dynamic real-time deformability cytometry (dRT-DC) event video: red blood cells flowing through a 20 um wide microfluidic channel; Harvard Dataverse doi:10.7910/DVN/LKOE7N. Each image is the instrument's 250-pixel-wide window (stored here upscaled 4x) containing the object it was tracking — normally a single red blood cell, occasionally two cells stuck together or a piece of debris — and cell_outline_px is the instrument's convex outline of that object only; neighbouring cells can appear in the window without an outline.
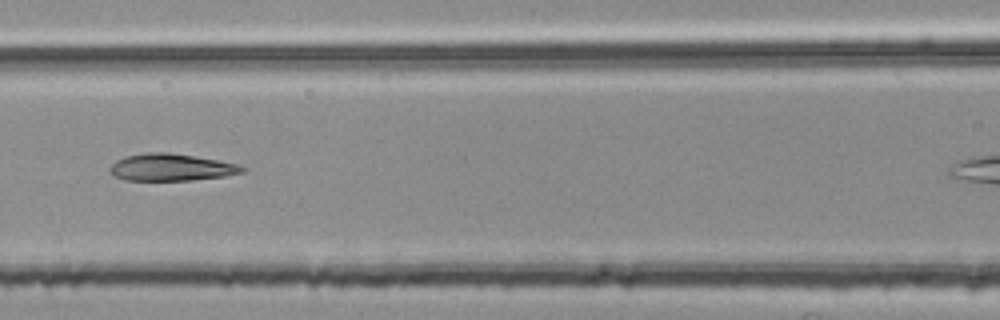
{"species": "common noctule bat (a hibernating species)", "species_latin": "Nyctalus noctula", "temperature_condition": "room temperature", "stored_images_in_passage": 7, "camera_frame_rate_fps": 3000, "um_per_image_px": 0.085, "animal": {"sex": "female", "body_mass_g": 25.1}, "frame": {"image": 1, "passage_image": 3, "time_ms": 0.667, "image_size_px": [1000, 320], "cell_outline_px": [[248, 168], [244, 172], [224, 176], [192, 180], [124, 180], [116, 176], [108, 168], [116, 160], [124, 156], [148, 152], [168, 152], [216, 160], [236, 164]], "centroid_in_image_um": [14.54, 14.22], "position_along_channel_um": 152.1, "area_um2": 20.69}}
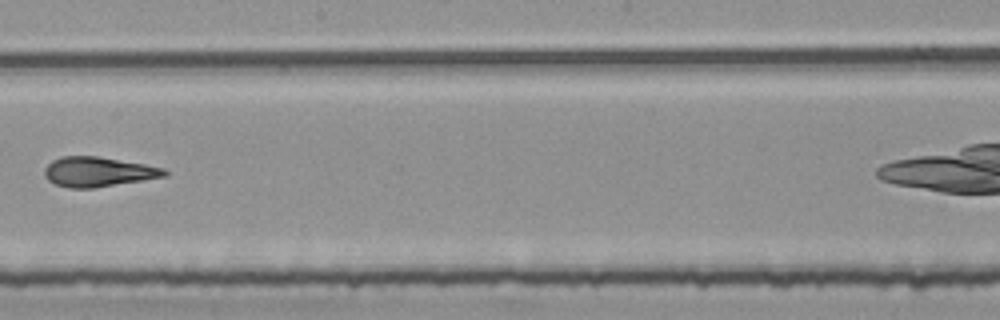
{"frame": {"image": 2, "passage_image": 5, "time_ms": 1.333, "image_size_px": [1000, 320], "cell_outline_px": [[168, 176], [144, 180], [92, 188], [68, 188], [56, 184], [48, 180], [44, 176], [44, 168], [52, 160], [64, 156], [96, 156], [144, 164], [164, 168], [168, 172]], "centroid_in_image_um": [8.34, 14.61], "position_along_channel_um": 239.9, "area_um2": 20.75}}
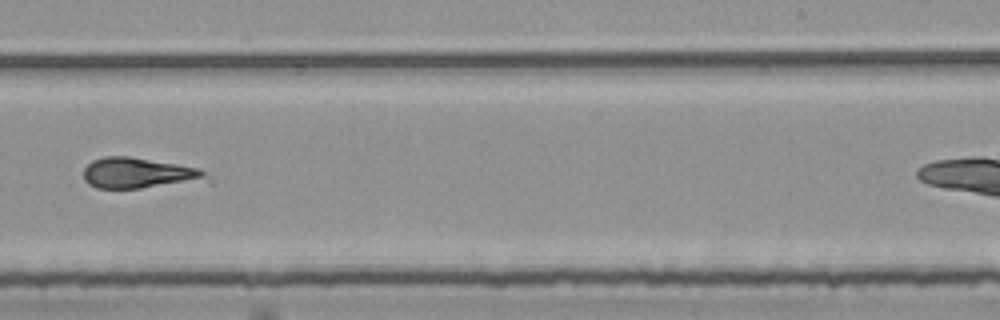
{"frame": {"image": 3, "passage_image": 6, "time_ms": 1.667, "image_size_px": [1000, 320], "cell_outline_px": [[204, 176], [140, 188], [96, 188], [88, 184], [84, 180], [84, 168], [92, 160], [104, 156], [128, 156], [200, 168], [204, 172]], "centroid_in_image_um": [11.49, 14.67], "position_along_channel_um": 277.5, "area_um2": 20.52}}